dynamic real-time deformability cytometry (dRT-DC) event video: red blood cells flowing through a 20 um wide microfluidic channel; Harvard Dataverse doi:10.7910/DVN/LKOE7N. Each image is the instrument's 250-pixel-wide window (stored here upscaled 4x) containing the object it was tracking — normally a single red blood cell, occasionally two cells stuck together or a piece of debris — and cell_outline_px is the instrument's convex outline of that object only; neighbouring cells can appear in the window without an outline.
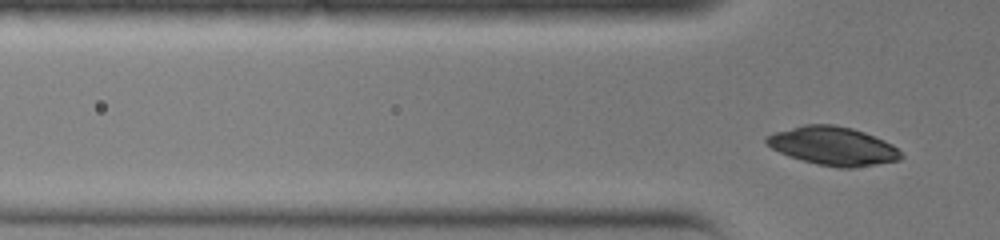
{"species": "common noctule bat (a hibernating species)", "species_latin": "Nyctalus noctula", "temperature_condition": "warm", "stored_images_in_passage": 2, "camera_frame_rate_fps": 3000, "um_per_image_px": 0.085, "animal": {"sex": "female", "body_mass_g": 19.0, "forearm_length_mm": 51.5}, "frame": {"image": 1, "passage_image": 2, "time_ms": 0.333, "image_size_px": [1000, 240], "cell_outline_px": [[904, 156], [900, 160], [852, 168], [836, 168], [816, 164], [788, 156], [772, 148], [764, 140], [764, 136], [776, 132], [804, 124], [832, 124], [852, 128], [864, 132], [884, 140], [892, 144]], "centroid_in_image_um": [70.8, 12.41], "position_along_channel_um": 55.0, "area_um2": 30.17}}